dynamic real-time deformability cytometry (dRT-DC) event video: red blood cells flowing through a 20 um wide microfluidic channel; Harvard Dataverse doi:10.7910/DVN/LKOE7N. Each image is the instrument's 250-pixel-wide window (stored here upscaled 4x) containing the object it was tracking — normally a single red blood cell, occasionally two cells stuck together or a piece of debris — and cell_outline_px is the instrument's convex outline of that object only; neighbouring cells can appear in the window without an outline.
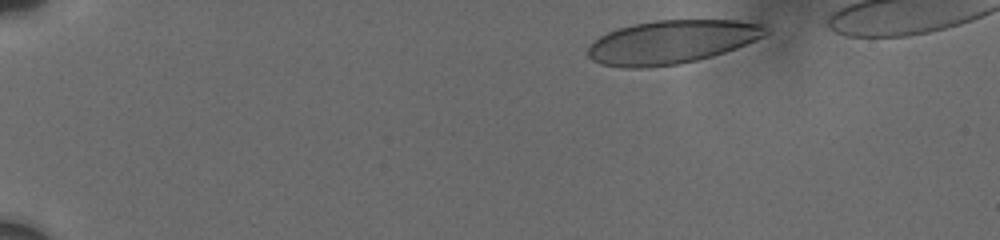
{"species": "human", "species_latin": "Homo sapiens", "temperature_condition": "cold", "stored_images_in_passage": 44, "camera_frame_rate_fps": 3000, "um_per_image_px": 0.085, "donor": {"sex": "male"}, "frame": {"image": 1, "passage_image": 3, "time_ms": 0.667, "image_size_px": [1000, 240], "cell_outline_px": [[768, 32], [736, 48], [712, 56], [680, 64], [648, 68], [624, 68], [600, 64], [592, 60], [588, 56], [588, 48], [600, 36], [608, 32], [632, 24], [656, 20], [736, 20], [764, 24], [768, 28]], "centroid_in_image_um": [57.05, 3.57], "position_along_channel_um": 27.9, "area_um2": 44.85}}
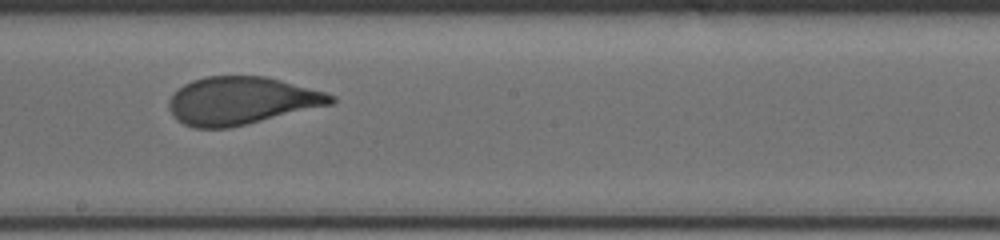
{"frame": {"image": 2, "passage_image": 28, "time_ms": 9.0, "image_size_px": [1000, 240], "cell_outline_px": [[336, 100], [332, 104], [248, 124], [228, 128], [192, 128], [176, 120], [172, 116], [168, 108], [168, 100], [184, 84], [192, 80], [204, 76], [264, 76], [280, 80], [324, 92], [336, 96]], "centroid_in_image_um": [20.48, 8.57], "position_along_channel_um": 227.7, "area_um2": 45.03}}
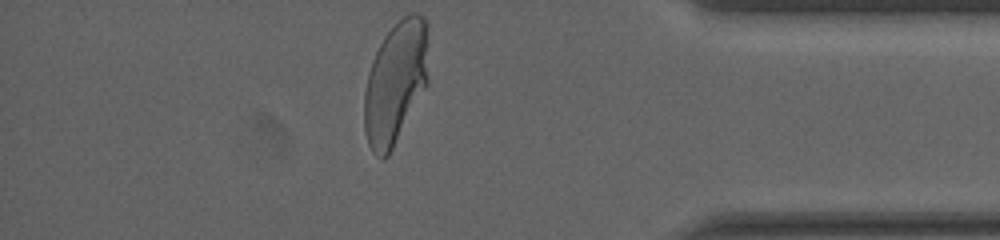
{"frame": {"image": 3, "passage_image": 44, "time_ms": 14.333, "image_size_px": [1000, 240], "cell_outline_px": [[428, 84], [388, 156], [384, 160], [380, 160], [372, 152], [368, 144], [364, 128], [364, 92], [368, 72], [372, 60], [384, 36], [404, 16], [412, 12], [416, 12], [424, 16], [428, 24]], "centroid_in_image_um": [33.63, 7.02], "position_along_channel_um": 401.6, "area_um2": 46.36}, "authors_computed_cell_mechanics": {"area_um2": 45.4886, "velocity_mm_per_s": 3.68, "shape_relaxation_time_tau1_ms": 5.2717, "shape_relaxation_time_tau2_ms": null, "deformation_change_tau1": 0.1716, "deformation_change_tau2": null}}